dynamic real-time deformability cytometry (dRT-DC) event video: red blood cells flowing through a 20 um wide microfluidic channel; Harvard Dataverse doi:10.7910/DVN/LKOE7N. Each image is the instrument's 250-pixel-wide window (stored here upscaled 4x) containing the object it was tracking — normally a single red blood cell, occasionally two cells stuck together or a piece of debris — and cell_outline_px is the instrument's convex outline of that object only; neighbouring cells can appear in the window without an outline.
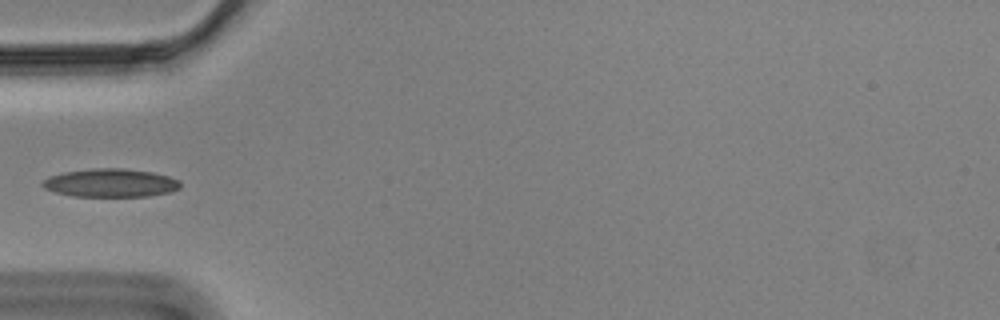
{"species": "Egyptian fruit bat (a non-hibernating species)", "species_latin": "Rousettus aegyptiacus", "temperature_condition": "cold", "stored_images_in_passage": 40, "camera_frame_rate_fps": 3000, "um_per_image_px": 0.085, "animal": {"sex": "male"}, "frame": {"image": 1, "passage_image": 1, "time_ms": 0.0, "image_size_px": [1000, 320], "cell_outline_px": [[180, 188], [172, 192], [148, 196], [72, 196], [56, 192], [44, 188], [40, 184], [48, 176], [64, 172], [92, 168], [124, 168], [152, 172], [168, 176], [180, 180]], "centroid_in_image_um": [9.41, 15.54], "position_along_channel_um": 75.6, "area_um2": 22.83}}
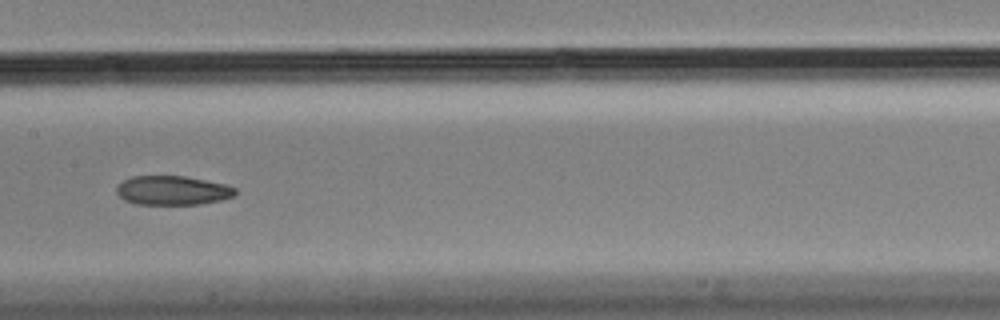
{"frame": {"image": 2, "passage_image": 11, "time_ms": 3.333, "image_size_px": [1000, 320], "cell_outline_px": [[236, 196], [220, 200], [200, 204], [136, 204], [124, 200], [116, 192], [116, 188], [124, 180], [132, 176], [184, 176], [224, 184], [236, 188]], "centroid_in_image_um": [14.67, 16.19], "position_along_channel_um": 192.7, "area_um2": 20.06}}
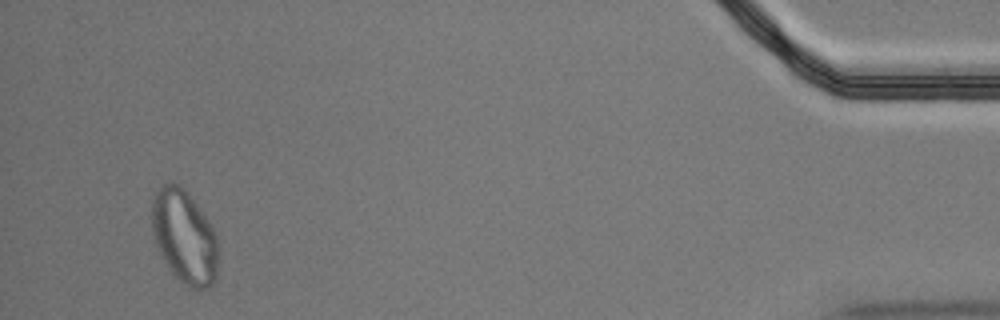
{"frame": {"image": 3, "passage_image": 37, "time_ms": 12.0, "image_size_px": [1000, 320], "cell_outline_px": [[220, 252], [216, 276], [212, 284], [208, 288], [200, 292], [188, 288], [168, 268], [156, 244], [152, 232], [152, 196], [168, 180], [180, 184], [188, 192], [212, 224], [216, 236]], "centroid_in_image_um": [15.71, 20.13], "position_along_channel_um": 419.5, "area_um2": 36.99}}